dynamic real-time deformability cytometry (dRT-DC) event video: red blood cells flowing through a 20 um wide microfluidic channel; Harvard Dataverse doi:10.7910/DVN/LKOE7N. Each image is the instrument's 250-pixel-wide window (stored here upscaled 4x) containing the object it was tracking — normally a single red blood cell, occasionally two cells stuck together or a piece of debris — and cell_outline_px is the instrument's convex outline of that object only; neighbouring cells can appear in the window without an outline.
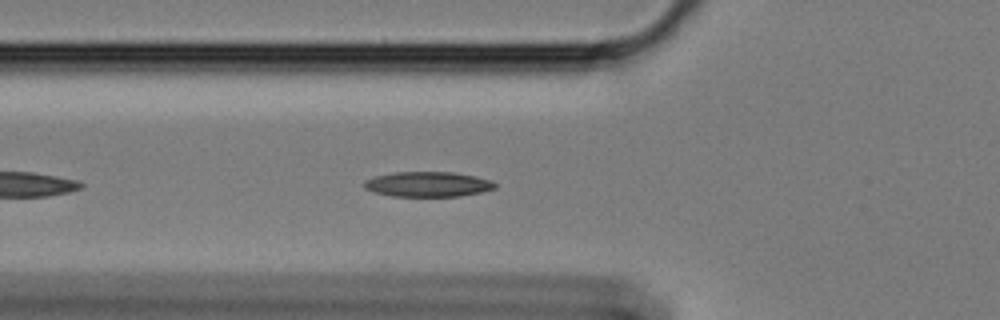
{"species": "Egyptian fruit bat (a non-hibernating species)", "species_latin": "Rousettus aegyptiacus", "temperature_condition": "cold", "stored_images_in_passage": 46, "camera_frame_rate_fps": 3000, "um_per_image_px": 0.085, "animal": {"sex": "female"}, "frame": {"image": 1, "passage_image": 7, "time_ms": 2.0, "image_size_px": [1000, 320], "cell_outline_px": [[496, 188], [480, 192], [460, 196], [392, 196], [376, 192], [364, 188], [364, 180], [376, 176], [396, 172], [456, 172], [476, 176], [492, 180], [496, 184]], "centroid_in_image_um": [36.4, 15.65], "position_along_channel_um": 89.4, "area_um2": 19.07}}
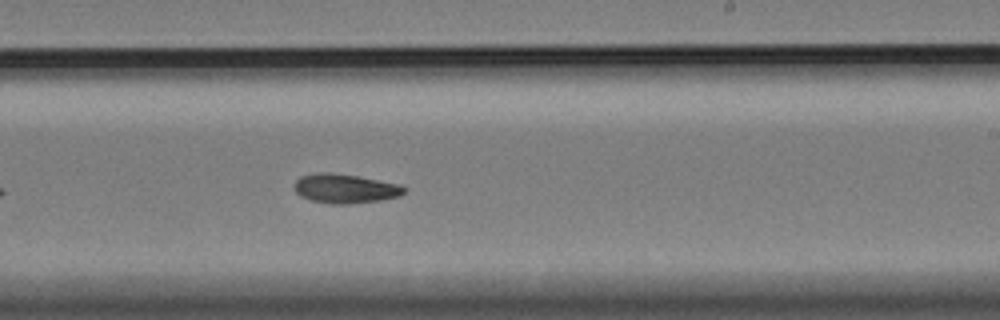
{"frame": {"image": 2, "passage_image": 22, "time_ms": 7.0, "image_size_px": [1000, 320], "cell_outline_px": [[408, 188], [400, 196], [380, 200], [352, 204], [332, 204], [312, 200], [300, 196], [296, 192], [292, 184], [300, 176], [320, 172], [332, 172], [356, 176], [396, 184]], "centroid_in_image_um": [29.29, 16.03], "position_along_channel_um": 259.7, "area_um2": 18.67}}
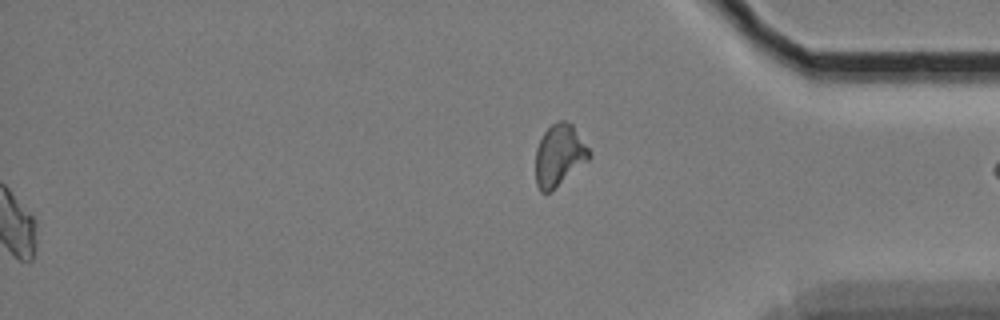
{"frame": {"image": 3, "passage_image": 46, "time_ms": 15.0, "image_size_px": [1000, 320], "cell_outline_px": [[592, 156], [588, 160], [552, 192], [540, 192], [536, 184], [536, 148], [544, 132], [556, 120], [564, 120], [572, 124], [592, 152]], "centroid_in_image_um": [47.55, 13.21], "position_along_channel_um": 387.7, "area_um2": 19.48}, "authors_computed_cell_mechanics": {"area_um2": 18.2648, "velocity_mm_per_s": 3.3893, "shape_relaxation_time_tau1_ms": 9.8386, "shape_relaxation_time_tau2_ms": null, "deformation_change_tau1": 0.1862, "deformation_change_tau2": null}}